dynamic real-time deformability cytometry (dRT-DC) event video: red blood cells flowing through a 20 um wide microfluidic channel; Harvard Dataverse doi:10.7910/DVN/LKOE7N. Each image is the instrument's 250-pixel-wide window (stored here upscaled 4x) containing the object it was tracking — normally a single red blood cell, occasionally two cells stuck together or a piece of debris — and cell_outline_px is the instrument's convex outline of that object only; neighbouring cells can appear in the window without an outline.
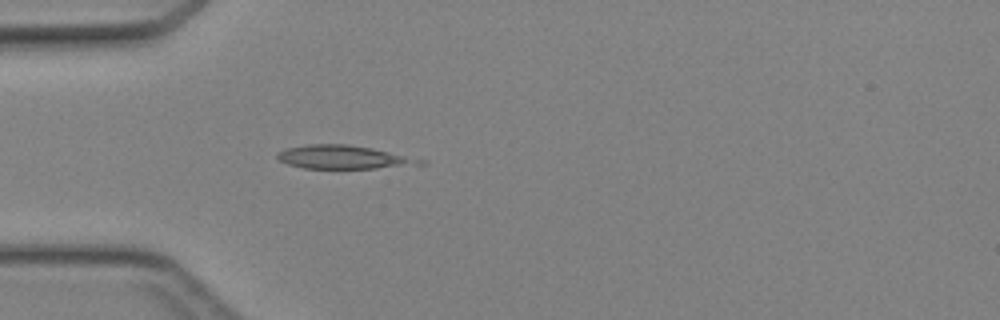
{"species": "Egyptian fruit bat (a non-hibernating species)", "species_latin": "Rousettus aegyptiacus", "temperature_condition": "cold", "stored_images_in_passage": 36, "camera_frame_rate_fps": 3000, "um_per_image_px": 0.085, "animal": {"sex": "female"}, "frame": {"image": 1, "passage_image": 4, "time_ms": 1.0, "image_size_px": [1000, 320], "cell_outline_px": [[428, 164], [376, 168], [304, 168], [288, 164], [280, 160], [276, 156], [276, 152], [284, 148], [308, 144], [348, 144], [372, 148], [428, 160]], "centroid_in_image_um": [29.23, 13.35], "position_along_channel_um": 55.8, "area_um2": 19.65}}
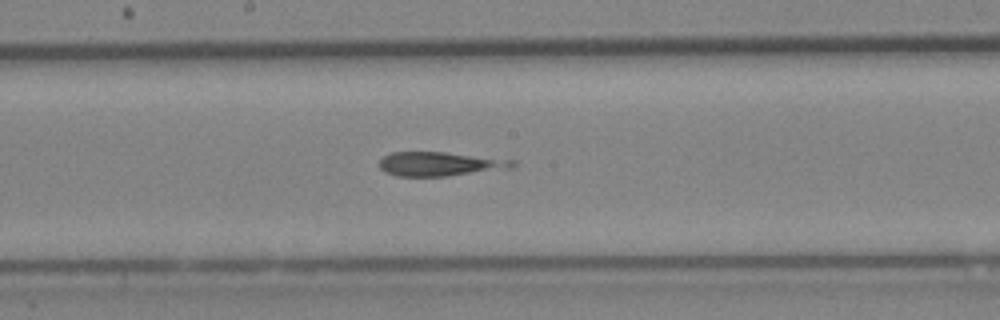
{"frame": {"image": 2, "passage_image": 15, "time_ms": 4.667, "image_size_px": [1000, 320], "cell_outline_px": [[516, 164], [512, 168], [448, 176], [396, 176], [384, 172], [380, 168], [380, 160], [384, 156], [392, 152], [444, 152], [516, 160]], "centroid_in_image_um": [37.4, 13.94], "position_along_channel_um": 210.8, "area_um2": 18.73}}
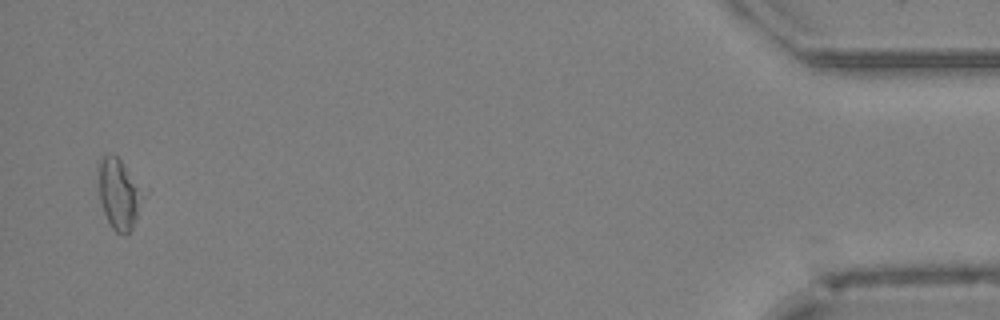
{"frame": {"image": 3, "passage_image": 35, "time_ms": 11.333, "image_size_px": [1000, 320], "cell_outline_px": [[148, 192], [132, 228], [124, 236], [116, 232], [112, 228], [104, 212], [100, 200], [100, 160], [104, 156], [116, 156], [120, 160]], "centroid_in_image_um": [10.21, 16.53], "position_along_channel_um": 425.0, "area_um2": 18.26}}